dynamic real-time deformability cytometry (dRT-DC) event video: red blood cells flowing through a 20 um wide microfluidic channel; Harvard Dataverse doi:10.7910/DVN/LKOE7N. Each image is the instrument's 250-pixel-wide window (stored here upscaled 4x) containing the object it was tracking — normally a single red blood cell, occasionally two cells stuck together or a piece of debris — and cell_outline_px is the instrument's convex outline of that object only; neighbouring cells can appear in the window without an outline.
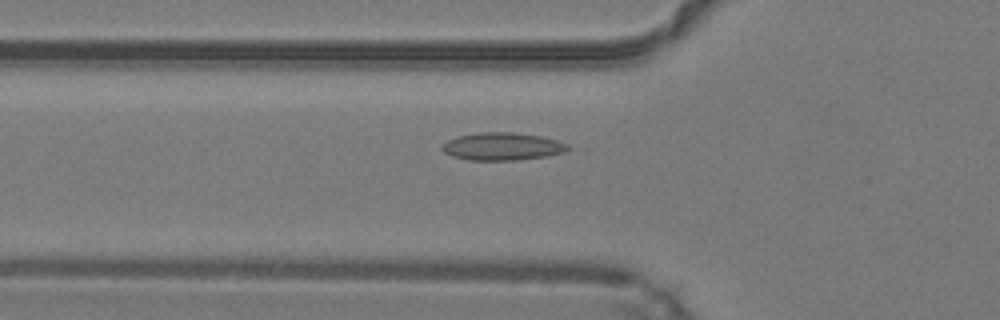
{"species": "common noctule bat (a hibernating species)", "species_latin": "Nyctalus noctula", "temperature_condition": "warm", "stored_images_in_passage": 50, "camera_frame_rate_fps": 3000, "um_per_image_px": 0.085, "animal": {"sex": "male", "body_mass_g": 19.2, "forearm_length_mm": 51.8}, "frame": {"image": 1, "passage_image": 18, "time_ms": 5.667, "image_size_px": [1000, 320], "cell_outline_px": [[572, 148], [564, 152], [544, 156], [516, 160], [468, 160], [452, 156], [444, 152], [440, 148], [448, 140], [456, 136], [476, 132], [512, 132], [540, 136], [556, 140], [568, 144]], "centroid_in_image_um": [42.68, 12.44], "position_along_channel_um": 83.1, "area_um2": 20.29}}
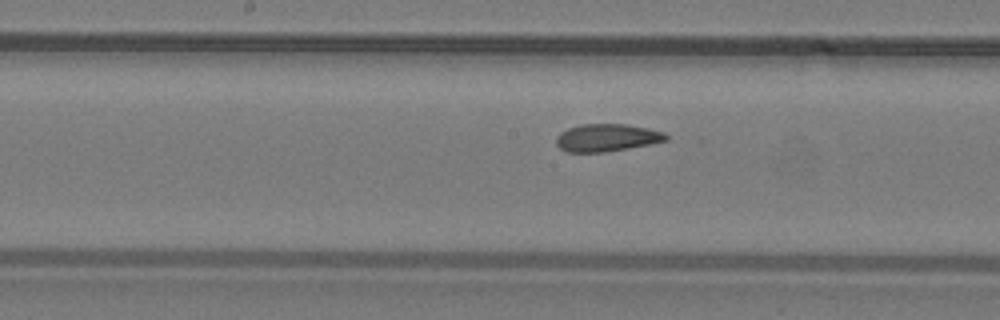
{"frame": {"image": 2, "passage_image": 26, "time_ms": 8.333, "image_size_px": [1000, 320], "cell_outline_px": [[668, 140], [628, 148], [604, 152], [568, 152], [560, 148], [556, 144], [556, 136], [560, 132], [568, 128], [584, 124], [628, 124], [648, 128], [664, 132], [668, 136]], "centroid_in_image_um": [51.57, 11.7], "position_along_channel_um": 196.6, "area_um2": 17.57}}
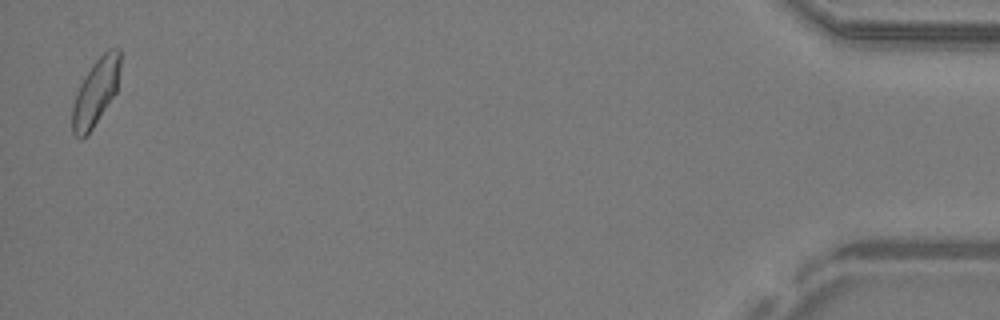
{"frame": {"image": 3, "passage_image": 49, "time_ms": 16.0, "image_size_px": [1000, 320], "cell_outline_px": [[120, 64], [116, 92], [92, 128], [84, 136], [76, 136], [72, 132], [72, 108], [76, 92], [80, 84], [92, 64], [108, 48], [120, 48]], "centroid_in_image_um": [8.13, 7.78], "position_along_channel_um": 427.1, "area_um2": 18.21}, "authors_computed_cell_mechanics": {"area_um2": 18.6116, "velocity_mm_per_s": 4.223, "shape_relaxation_time_tau1_ms": null, "shape_relaxation_time_tau2_ms": 0.9256, "deformation_change_tau1": null, "deformation_change_tau2": 0.0525}}